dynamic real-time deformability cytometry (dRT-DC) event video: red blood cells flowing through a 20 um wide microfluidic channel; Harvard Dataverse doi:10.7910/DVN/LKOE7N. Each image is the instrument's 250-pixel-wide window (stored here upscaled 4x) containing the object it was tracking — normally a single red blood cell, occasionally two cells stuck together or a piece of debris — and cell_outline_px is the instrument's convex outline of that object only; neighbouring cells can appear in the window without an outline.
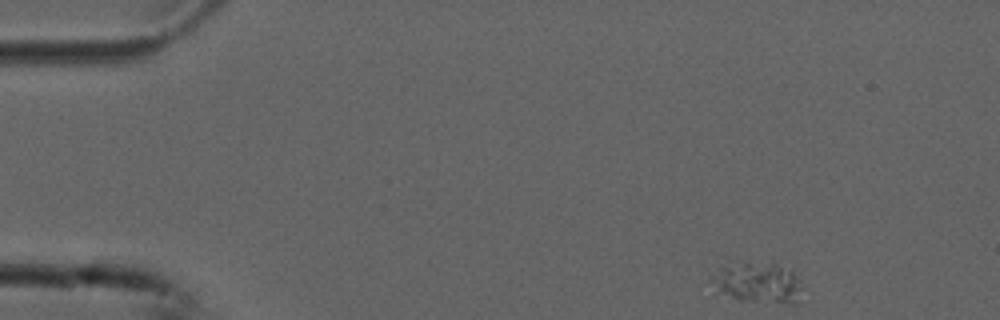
{"species": "common noctule bat (a hibernating species)", "species_latin": "Nyctalus noctula", "temperature_condition": "cold", "stored_images_in_passage": 49, "camera_frame_rate_fps": 3000, "um_per_image_px": 0.085, "animal": {"sex": "male", "forearm_length_mm": 52.5}, "frame": {"image": 1, "passage_image": 1, "time_ms": 0.0, "image_size_px": [1000, 320], "cell_outline_px": [[800, 304], [792, 304], [740, 300], [732, 296], [720, 288], [712, 280], [712, 276], [720, 264], [732, 260], [772, 260], [792, 268], [800, 288]], "centroid_in_image_um": [64.47, 23.91], "position_along_channel_um": 20.5, "area_um2": 22.31}}
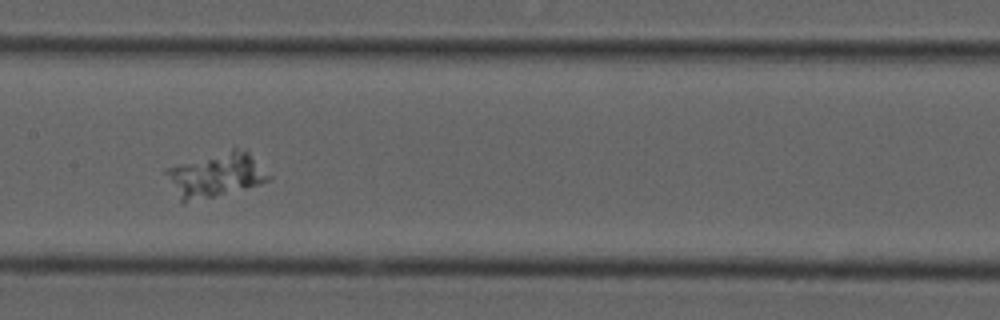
{"frame": {"image": 2, "passage_image": 22, "time_ms": 7.0, "image_size_px": [1000, 320], "cell_outline_px": [[272, 180], [260, 184], [180, 204], [164, 172], [164, 168], [232, 148], [248, 148], [272, 176]], "centroid_in_image_um": [18.38, 14.84], "position_along_channel_um": 189.0, "area_um2": 26.82}}
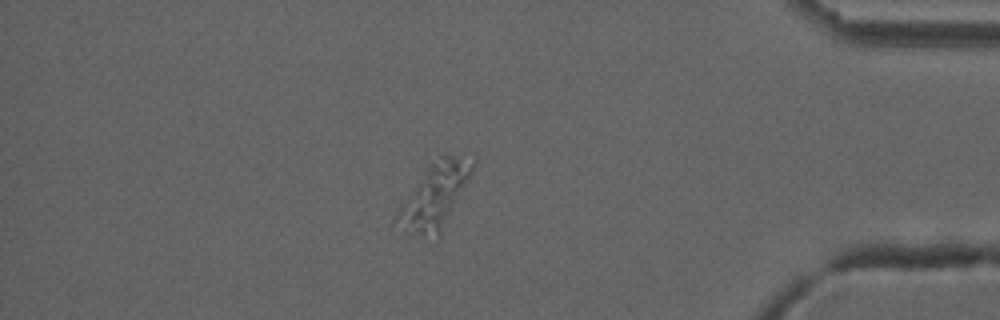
{"frame": {"image": 3, "passage_image": 42, "time_ms": 13.667, "image_size_px": [1000, 320], "cell_outline_px": [[476, 164], [440, 236], [420, 236], [404, 232], [392, 224], [392, 220], [396, 212], [428, 168], [440, 156], [476, 152]], "centroid_in_image_um": [37.0, 16.64], "position_along_channel_um": 398.2, "area_um2": 28.67}}